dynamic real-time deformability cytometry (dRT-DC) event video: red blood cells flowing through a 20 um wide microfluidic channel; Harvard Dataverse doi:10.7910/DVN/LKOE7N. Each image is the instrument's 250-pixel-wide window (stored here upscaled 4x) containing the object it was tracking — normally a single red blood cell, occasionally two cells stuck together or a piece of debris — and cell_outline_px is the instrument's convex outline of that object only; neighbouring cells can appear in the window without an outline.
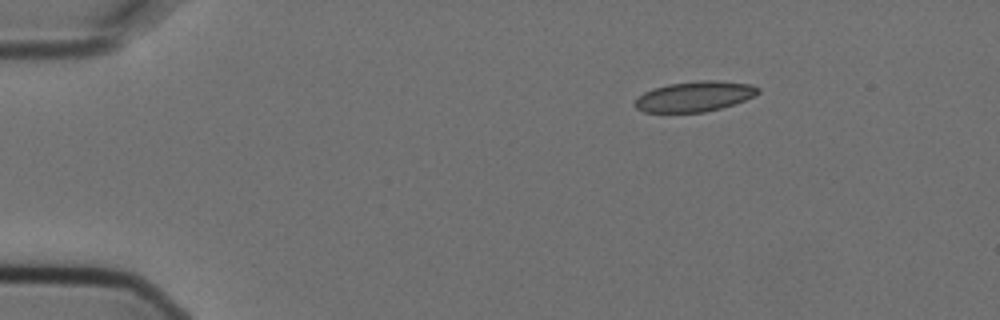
{"species": "Egyptian fruit bat (a non-hibernating species)", "species_latin": "Rousettus aegyptiacus", "temperature_condition": "cold", "stored_images_in_passage": 3, "camera_frame_rate_fps": 3000, "um_per_image_px": 0.085, "animal": {"sex": "female"}, "frame": {"image": 1, "passage_image": 1, "time_ms": 0.0, "image_size_px": [1000, 320], "cell_outline_px": [[760, 92], [756, 96], [720, 108], [704, 112], [644, 112], [636, 108], [632, 104], [644, 92], [652, 88], [668, 84], [700, 80], [716, 80], [752, 84], [760, 88]], "centroid_in_image_um": [59.05, 8.19], "position_along_channel_um": 26.0, "area_um2": 21.79}}